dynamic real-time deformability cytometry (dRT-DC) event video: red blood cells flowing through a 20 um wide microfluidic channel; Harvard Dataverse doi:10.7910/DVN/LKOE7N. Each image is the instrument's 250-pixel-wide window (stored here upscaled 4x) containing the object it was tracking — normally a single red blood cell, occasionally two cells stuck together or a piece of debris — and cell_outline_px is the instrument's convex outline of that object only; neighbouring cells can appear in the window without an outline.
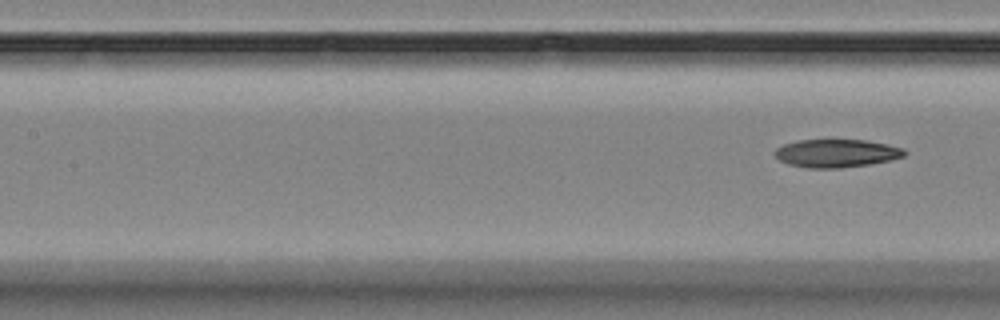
{"species": "Egyptian fruit bat (a non-hibernating species)", "species_latin": "Rousettus aegyptiacus", "temperature_condition": "room temperature", "stored_images_in_passage": 6, "segment_of_instrument_passage": [2, 2], "camera_frame_rate_fps": 3000, "um_per_image_px": 0.085, "animal": {"sex": "female"}, "frame": {"image": 1, "passage_image": 6, "time_ms": 6.333, "image_size_px": [1000, 320], "cell_outline_px": [[908, 152], [904, 156], [892, 160], [868, 164], [840, 168], [808, 168], [788, 164], [780, 160], [772, 152], [776, 148], [784, 144], [796, 140], [864, 140], [888, 144], [904, 148]], "centroid_in_image_um": [71.11, 13.02], "position_along_channel_um": 136.3, "area_um2": 21.33}}